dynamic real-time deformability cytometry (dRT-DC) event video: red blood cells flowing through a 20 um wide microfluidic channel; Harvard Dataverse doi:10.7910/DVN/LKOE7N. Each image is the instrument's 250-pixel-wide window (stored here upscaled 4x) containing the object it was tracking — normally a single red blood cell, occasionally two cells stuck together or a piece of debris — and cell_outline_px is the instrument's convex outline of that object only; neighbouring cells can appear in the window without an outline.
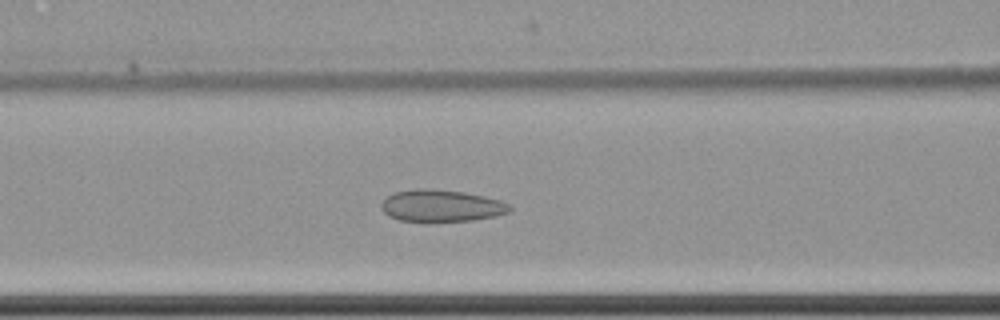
{"species": "common noctule bat (a hibernating species)", "species_latin": "Nyctalus noctula", "temperature_condition": "cold", "stored_images_in_passage": 62, "camera_frame_rate_fps": 3000, "um_per_image_px": 0.085, "animal": {"sex": "female", "body_mass_g": 22.7, "forearm_length_mm": 54.2}, "frame": {"image": 1, "passage_image": 28, "time_ms": 9.0, "image_size_px": [1000, 320], "cell_outline_px": [[512, 208], [508, 212], [496, 216], [472, 220], [428, 224], [400, 220], [388, 216], [380, 208], [380, 204], [392, 192], [412, 188], [424, 188], [464, 192], [484, 196], [500, 200], [508, 204]], "centroid_in_image_um": [37.45, 17.52], "position_along_channel_um": 129.1, "area_um2": 24.68}}
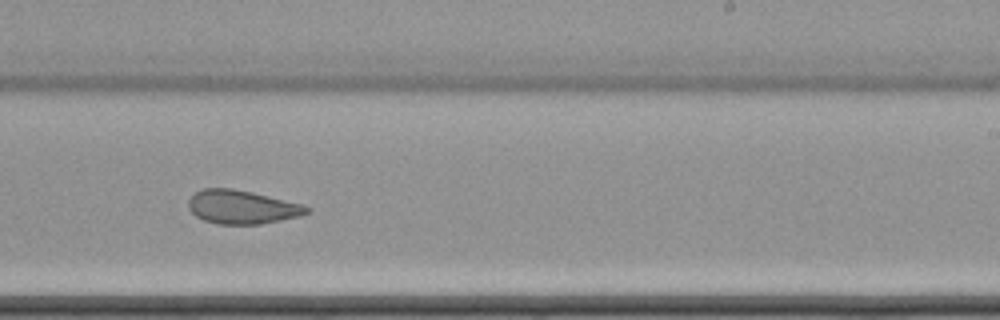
{"frame": {"image": 2, "passage_image": 40, "time_ms": 13.0, "image_size_px": [1000, 320], "cell_outline_px": [[312, 212], [300, 216], [260, 224], [216, 224], [204, 220], [196, 216], [188, 208], [188, 200], [196, 192], [204, 188], [232, 188], [252, 192], [300, 204], [312, 208]], "centroid_in_image_um": [20.57, 17.6], "position_along_channel_um": 268.4, "area_um2": 23.12}}
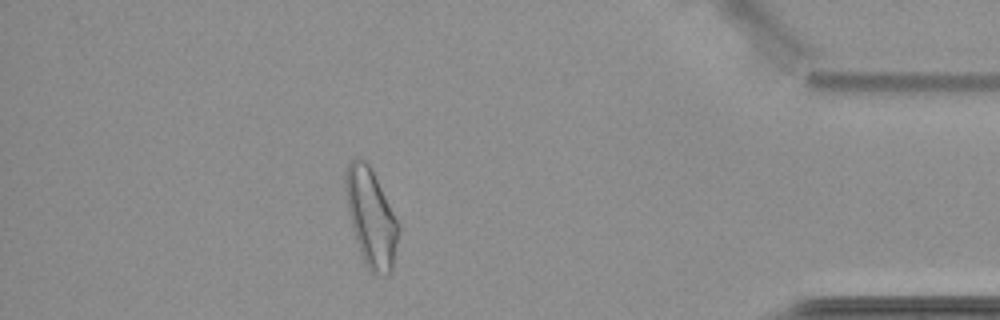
{"frame": {"image": 3, "passage_image": 55, "time_ms": 18.0, "image_size_px": [1000, 320], "cell_outline_px": [[400, 232], [392, 272], [388, 276], [380, 276], [372, 272], [364, 264], [352, 228], [348, 212], [344, 184], [344, 172], [348, 164], [356, 156], [360, 156], [372, 168], [400, 224]], "centroid_in_image_um": [31.56, 18.5], "position_along_channel_um": 403.6, "area_um2": 30.87}, "authors_computed_cell_mechanics": {"area_um2": 28.3798, "velocity_mm_per_s": 3.4908, "shape_relaxation_time_tau1_ms": null, "shape_relaxation_time_tau2_ms": 3.5292, "deformation_change_tau1": null, "deformation_change_tau2": 0.0848}}